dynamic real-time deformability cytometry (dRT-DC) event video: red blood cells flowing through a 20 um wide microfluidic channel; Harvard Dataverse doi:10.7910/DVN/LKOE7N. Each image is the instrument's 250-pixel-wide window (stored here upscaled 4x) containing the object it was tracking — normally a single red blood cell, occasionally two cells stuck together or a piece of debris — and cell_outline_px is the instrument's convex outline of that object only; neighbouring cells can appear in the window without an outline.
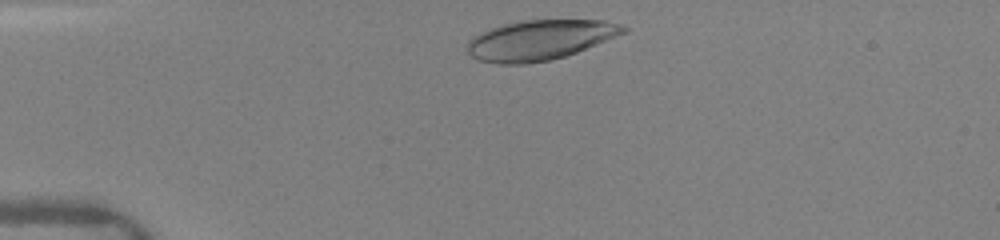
{"species": "human", "species_latin": "Homo sapiens", "temperature_condition": "warm", "stored_images_in_passage": 9, "camera_frame_rate_fps": 3000, "um_per_image_px": 0.085, "donor": {"sex": "female"}, "frame": {"image": 1, "passage_image": 2, "time_ms": 0.333, "image_size_px": [1000, 240], "cell_outline_px": [[628, 32], [576, 52], [552, 60], [524, 64], [496, 64], [476, 60], [468, 52], [468, 40], [472, 36], [480, 32], [504, 24], [520, 20], [604, 20], [620, 24], [628, 28]], "centroid_in_image_um": [45.88, 3.4], "position_along_channel_um": 39.1, "area_um2": 36.53}}
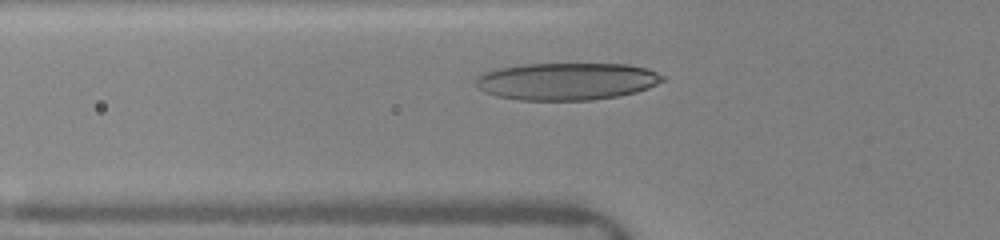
{"frame": {"image": 2, "passage_image": 7, "time_ms": 2.333, "image_size_px": [1000, 240], "cell_outline_px": [[664, 80], [648, 88], [636, 92], [620, 96], [592, 100], [520, 100], [496, 96], [484, 92], [476, 84], [476, 80], [484, 72], [496, 68], [524, 64], [628, 64], [648, 68], [664, 76]], "centroid_in_image_um": [48.19, 6.91], "position_along_channel_um": 77.6, "area_um2": 40.69}}
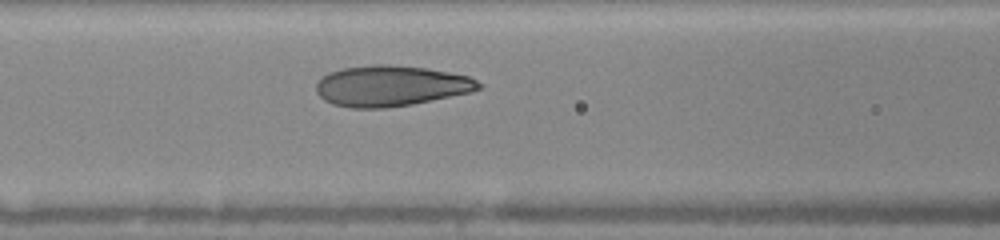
{"frame": {"image": 3, "passage_image": 9, "time_ms": 3.667, "image_size_px": [1000, 240], "cell_outline_px": [[484, 88], [472, 92], [412, 104], [384, 108], [348, 108], [332, 104], [324, 100], [316, 92], [316, 84], [328, 72], [344, 68], [376, 64], [388, 64], [424, 68], [448, 72], [468, 76], [484, 84]], "centroid_in_image_um": [33.24, 7.31], "position_along_channel_um": 133.4, "area_um2": 38.61}}